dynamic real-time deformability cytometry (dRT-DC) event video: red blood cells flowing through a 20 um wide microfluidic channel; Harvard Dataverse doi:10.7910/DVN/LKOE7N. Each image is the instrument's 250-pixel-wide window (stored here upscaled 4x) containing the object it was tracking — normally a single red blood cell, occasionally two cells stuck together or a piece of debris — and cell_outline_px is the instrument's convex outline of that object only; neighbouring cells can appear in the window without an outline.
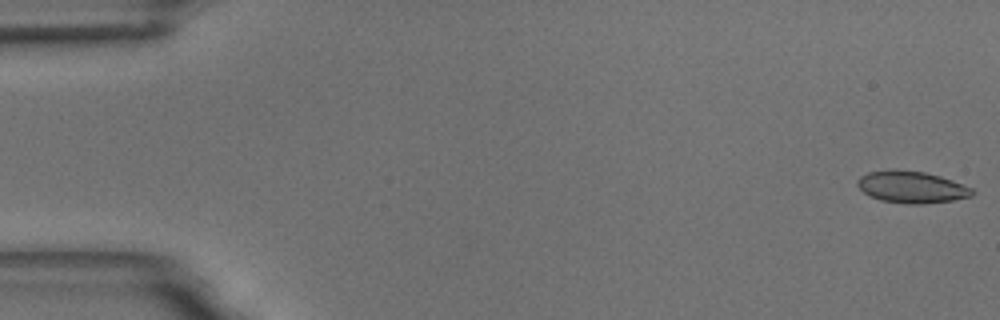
{"species": "common noctule bat (a hibernating species)", "species_latin": "Nyctalus noctula", "temperature_condition": "room temperature", "stored_images_in_passage": 56, "camera_frame_rate_fps": 3000, "um_per_image_px": 0.085, "animal": {"sex": "male", "body_mass_g": 18.8}, "frame": {"image": 1, "passage_image": 1, "time_ms": 0.0, "image_size_px": [1000, 320], "cell_outline_px": [[976, 192], [972, 196], [952, 200], [920, 204], [908, 204], [880, 200], [868, 196], [856, 184], [856, 180], [860, 176], [868, 172], [924, 172], [940, 176], [952, 180], [972, 188]], "centroid_in_image_um": [77.51, 15.94], "position_along_channel_um": 7.5, "area_um2": 20.69}}
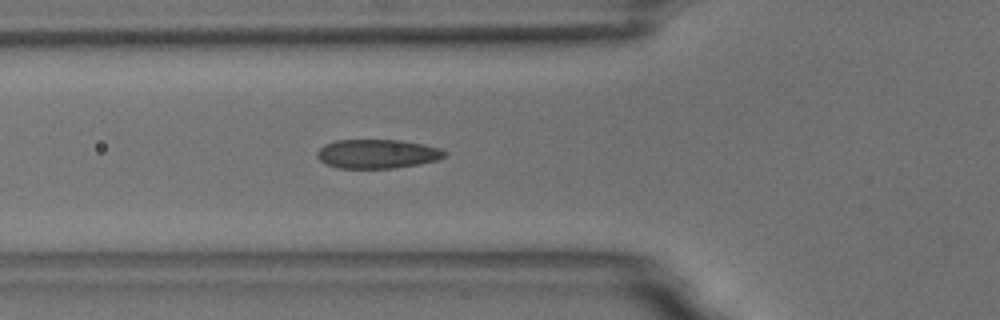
{"frame": {"image": 2, "passage_image": 20, "time_ms": 6.333, "image_size_px": [1000, 320], "cell_outline_px": [[448, 152], [444, 156], [436, 160], [420, 164], [392, 168], [340, 168], [324, 164], [316, 156], [316, 152], [324, 144], [336, 140], [400, 140], [424, 144], [440, 148]], "centroid_in_image_um": [32.05, 13.07], "position_along_channel_um": 93.8, "area_um2": 21.68}}
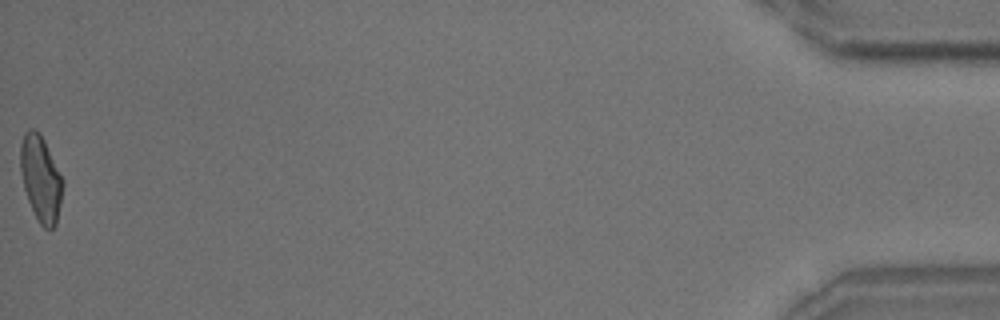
{"frame": {"image": 3, "passage_image": 56, "time_ms": 18.333, "image_size_px": [1000, 320], "cell_outline_px": [[64, 184], [56, 224], [52, 228], [44, 228], [40, 224], [28, 200], [24, 188], [20, 172], [20, 144], [24, 132], [28, 128], [36, 128], [40, 132], [44, 140]], "centroid_in_image_um": [3.44, 15.13], "position_along_channel_um": 431.8, "area_um2": 20.98}, "authors_computed_cell_mechanics": {"area_um2": 21.3282, "velocity_mm_per_s": 3.631, "shape_relaxation_time_tau1_ms": 3.4226, "shape_relaxation_time_tau2_ms": 1.3457, "deformation_change_tau1": 0.1227, "deformation_change_tau2": 0.0697}}